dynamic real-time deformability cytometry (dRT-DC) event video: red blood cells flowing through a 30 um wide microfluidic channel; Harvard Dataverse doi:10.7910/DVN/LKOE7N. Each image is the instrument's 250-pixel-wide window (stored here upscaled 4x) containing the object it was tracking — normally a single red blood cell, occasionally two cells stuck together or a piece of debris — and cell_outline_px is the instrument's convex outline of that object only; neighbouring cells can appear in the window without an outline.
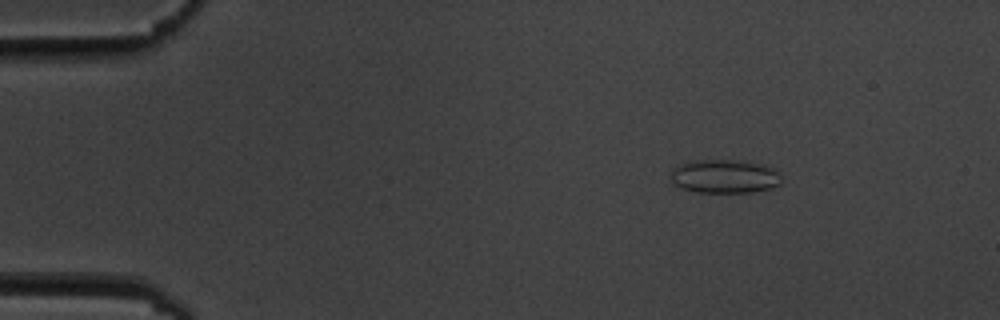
{"species": "common noctule bat (a hibernating species)", "species_latin": "Nyctalus noctula", "temperature_condition": "cold", "stored_images_in_passage": 51, "camera_frame_rate_fps": 3000, "um_per_image_px": 0.085, "animal": {"sex": "male", "body_mass_g": 19.5, "forearm_length_mm": 54.6}, "frame": {"image": 1, "passage_image": 3, "time_ms": 0.667, "image_size_px": [1000, 320], "cell_outline_px": [[780, 184], [772, 188], [752, 192], [696, 192], [684, 188], [676, 184], [672, 180], [672, 168], [680, 164], [692, 160], [744, 160], [764, 164], [780, 172]], "centroid_in_image_um": [61.64, 14.97], "position_along_channel_um": 23.4, "area_um2": 21.79}}
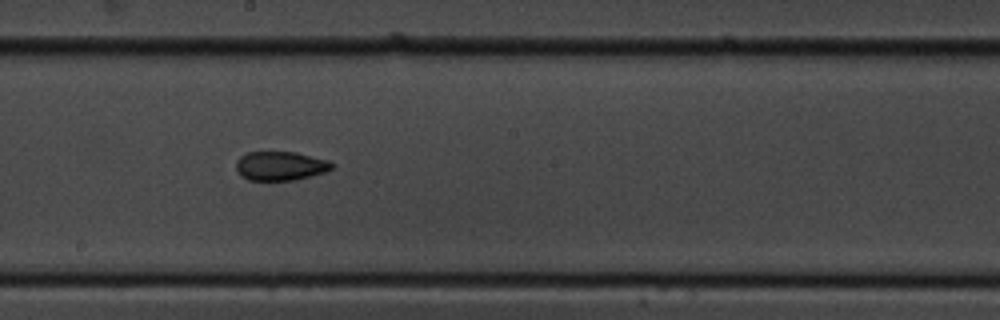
{"frame": {"image": 2, "passage_image": 26, "time_ms": 8.333, "image_size_px": [1000, 320], "cell_outline_px": [[336, 164], [332, 168], [324, 172], [296, 180], [248, 180], [240, 176], [236, 168], [236, 160], [240, 156], [248, 152], [296, 152], [328, 160]], "centroid_in_image_um": [23.82, 14.1], "position_along_channel_um": 224.4, "area_um2": 16.3}}
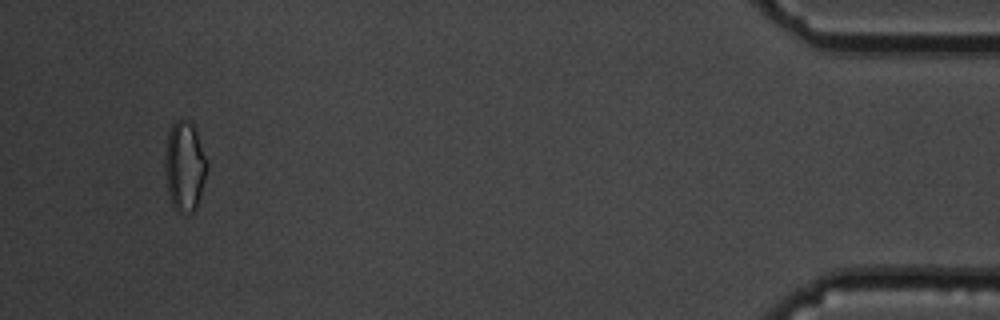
{"frame": {"image": 3, "passage_image": 48, "time_ms": 15.667, "image_size_px": [1000, 320], "cell_outline_px": [[208, 164], [204, 180], [196, 208], [192, 212], [184, 216], [172, 204], [168, 196], [164, 168], [164, 156], [168, 132], [172, 124], [176, 120], [188, 120], [192, 124], [196, 132], [208, 160]], "centroid_in_image_um": [15.67, 14.14], "position_along_channel_um": 419.5, "area_um2": 22.2}, "authors_computed_cell_mechanics": {"area_um2": 16.9354, "velocity_mm_per_s": 3.6194, "shape_relaxation_time_tau1_ms": 4.7661, "shape_relaxation_time_tau2_ms": 2.3469, "deformation_change_tau1": 0.118, "deformation_change_tau2": 0.0829}}